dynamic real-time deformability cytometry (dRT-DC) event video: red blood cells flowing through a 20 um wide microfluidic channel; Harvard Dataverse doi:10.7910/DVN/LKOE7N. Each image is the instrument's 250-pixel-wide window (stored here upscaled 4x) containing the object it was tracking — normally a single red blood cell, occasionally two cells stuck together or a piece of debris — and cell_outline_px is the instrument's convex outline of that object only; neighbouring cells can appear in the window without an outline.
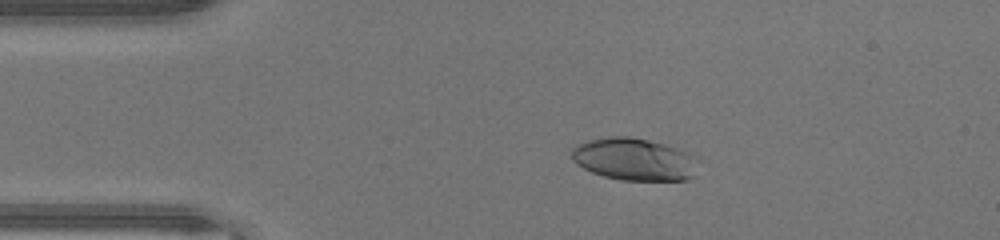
{"species": "human", "species_latin": "Homo sapiens", "temperature_condition": "warm", "stored_images_in_passage": 46, "camera_frame_rate_fps": 3000, "um_per_image_px": 0.085, "donor": {"sex": "male"}, "frame": {"image": 1, "passage_image": 9, "time_ms": 2.667, "image_size_px": [1000, 240], "cell_outline_px": [[700, 160], [692, 176], [688, 180], [620, 180], [604, 176], [592, 172], [576, 164], [572, 160], [572, 148], [576, 144], [588, 140], [608, 136], [628, 136], [648, 140], [664, 144], [688, 152], [696, 156]], "centroid_in_image_um": [53.91, 13.53], "position_along_channel_um": 31.1, "area_um2": 31.44}}
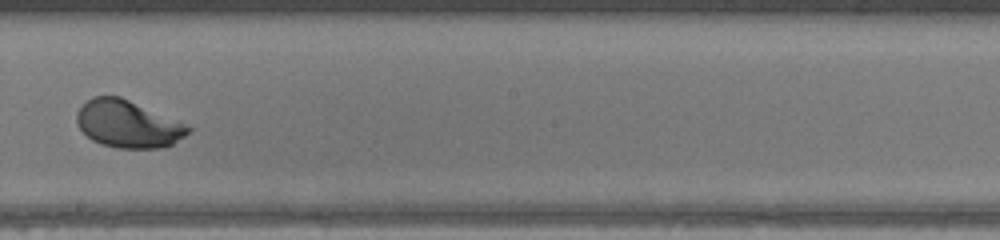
{"frame": {"image": 2, "passage_image": 26, "time_ms": 8.333, "image_size_px": [1000, 240], "cell_outline_px": [[192, 128], [184, 136], [172, 144], [160, 148], [116, 148], [100, 144], [92, 140], [80, 128], [76, 120], [76, 112], [92, 96], [120, 96]], "centroid_in_image_um": [10.81, 10.55], "position_along_channel_um": 237.4, "area_um2": 30.06}}
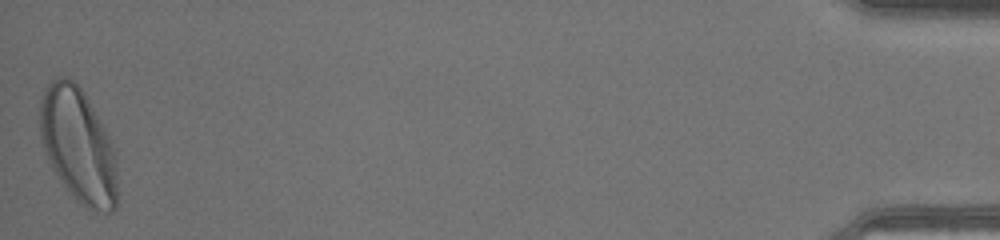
{"frame": {"image": 3, "passage_image": 46, "time_ms": 15.0, "image_size_px": [1000, 240], "cell_outline_px": [[116, 208], [112, 212], [92, 212], [76, 200], [72, 196], [60, 180], [52, 168], [48, 160], [40, 136], [40, 100], [48, 84], [52, 80], [60, 76], [68, 76], [80, 88], [88, 100], [104, 128], [108, 136], [112, 148], [116, 172]], "centroid_in_image_um": [6.62, 12.38], "position_along_channel_um": 428.6, "area_um2": 51.04}, "authors_computed_cell_mechanics": {"area_um2": 31.8189, "velocity_mm_per_s": 4.4622, "shape_relaxation_time_tau1_ms": 2.3604, "shape_relaxation_time_tau2_ms": null, "deformation_change_tau1": 0.1914, "deformation_change_tau2": null}}